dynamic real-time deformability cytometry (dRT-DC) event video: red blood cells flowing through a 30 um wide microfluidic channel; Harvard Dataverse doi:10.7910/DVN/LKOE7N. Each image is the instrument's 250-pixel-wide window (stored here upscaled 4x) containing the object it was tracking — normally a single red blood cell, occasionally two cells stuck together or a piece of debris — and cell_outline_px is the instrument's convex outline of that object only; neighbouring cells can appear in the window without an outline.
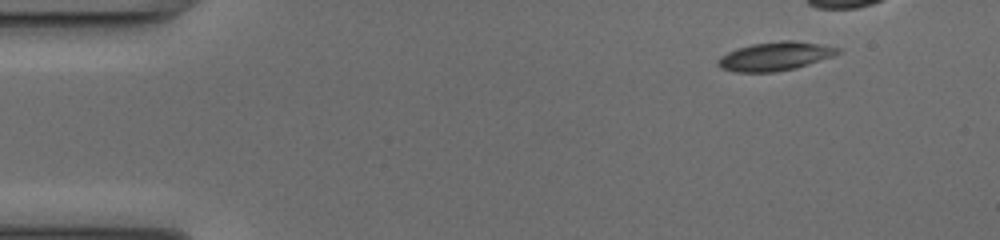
{"species": "common noctule bat (a hibernating species)", "species_latin": "Nyctalus noctula", "temperature_condition": "cold", "stored_images_in_passage": 35, "camera_frame_rate_fps": 3000, "um_per_image_px": 0.085, "animal": {"sex": "female", "body_mass_g": 17.0, "forearm_length_mm": 48.0}, "frame": {"image": 1, "passage_image": 1, "time_ms": 0.0, "image_size_px": [1000, 240], "cell_outline_px": [[840, 52], [832, 56], [796, 68], [772, 72], [736, 72], [720, 68], [716, 64], [716, 60], [720, 56], [736, 48], [752, 44], [784, 40], [792, 40], [820, 44], [840, 48]], "centroid_in_image_um": [65.83, 4.78], "position_along_channel_um": 19.2, "area_um2": 19.94}}
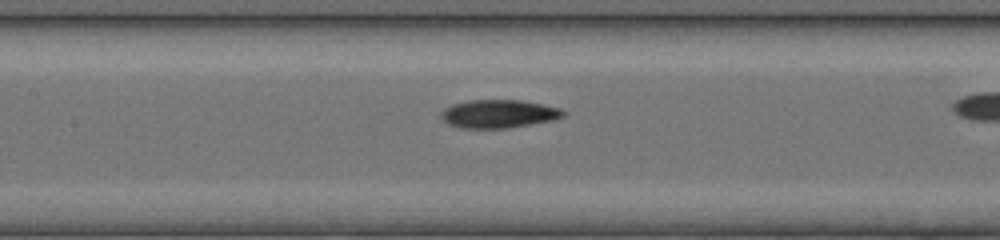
{"frame": {"image": 2, "passage_image": 19, "time_ms": 6.0, "image_size_px": [1000, 240], "cell_outline_px": [[568, 112], [564, 116], [556, 120], [508, 128], [460, 128], [448, 124], [440, 116], [440, 112], [444, 108], [452, 104], [468, 100], [520, 100], [560, 108]], "centroid_in_image_um": [42.39, 9.68], "position_along_channel_um": 165.0, "area_um2": 20.29}}
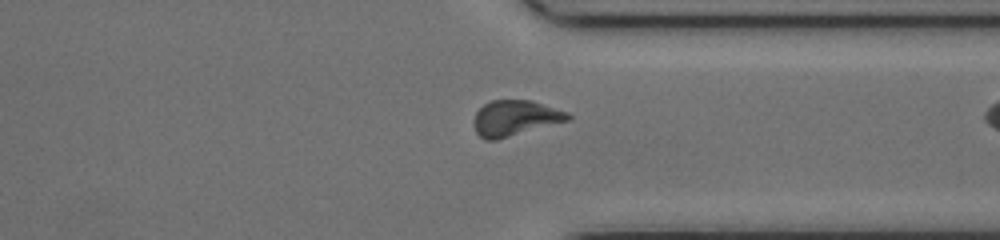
{"frame": {"image": 3, "passage_image": 34, "time_ms": 11.0, "image_size_px": [1000, 240], "cell_outline_px": [[572, 120], [496, 140], [484, 140], [476, 132], [472, 124], [472, 120], [476, 112], [484, 104], [492, 100], [532, 100], [568, 112], [572, 116]], "centroid_in_image_um": [43.79, 10.04], "position_along_channel_um": 367.6, "area_um2": 19.83}}